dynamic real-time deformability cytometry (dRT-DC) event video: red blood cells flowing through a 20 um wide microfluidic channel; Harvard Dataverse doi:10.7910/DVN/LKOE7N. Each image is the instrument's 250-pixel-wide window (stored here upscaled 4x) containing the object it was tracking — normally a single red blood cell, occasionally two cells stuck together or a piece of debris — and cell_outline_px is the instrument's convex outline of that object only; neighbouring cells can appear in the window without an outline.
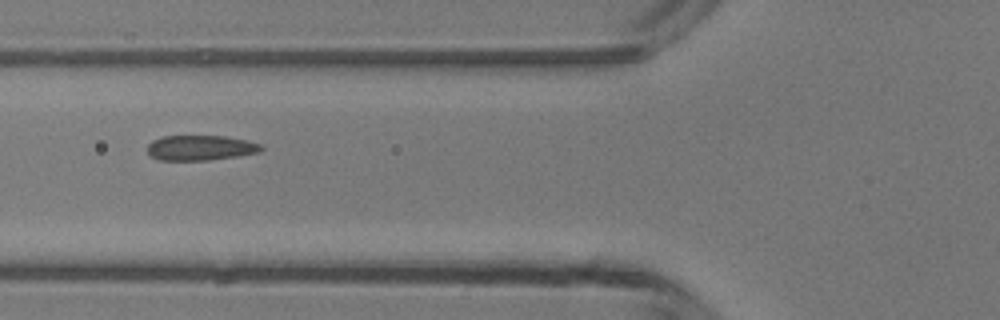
{"species": "common noctule bat (a hibernating species)", "species_latin": "Nyctalus noctula", "temperature_condition": "room temperature", "stored_images_in_passage": 2, "camera_frame_rate_fps": 3000, "um_per_image_px": 0.085, "animal": {"sex": "male", "body_mass_g": 13.3}, "frame": {"image": 1, "passage_image": 2, "time_ms": 1.0, "image_size_px": [1000, 320], "cell_outline_px": [[264, 148], [260, 152], [236, 156], [208, 160], [156, 160], [148, 152], [148, 144], [152, 140], [160, 136], [224, 136], [244, 140], [260, 144]], "centroid_in_image_um": [17.0, 12.56], "position_along_channel_um": 108.8, "area_um2": 16.59}}